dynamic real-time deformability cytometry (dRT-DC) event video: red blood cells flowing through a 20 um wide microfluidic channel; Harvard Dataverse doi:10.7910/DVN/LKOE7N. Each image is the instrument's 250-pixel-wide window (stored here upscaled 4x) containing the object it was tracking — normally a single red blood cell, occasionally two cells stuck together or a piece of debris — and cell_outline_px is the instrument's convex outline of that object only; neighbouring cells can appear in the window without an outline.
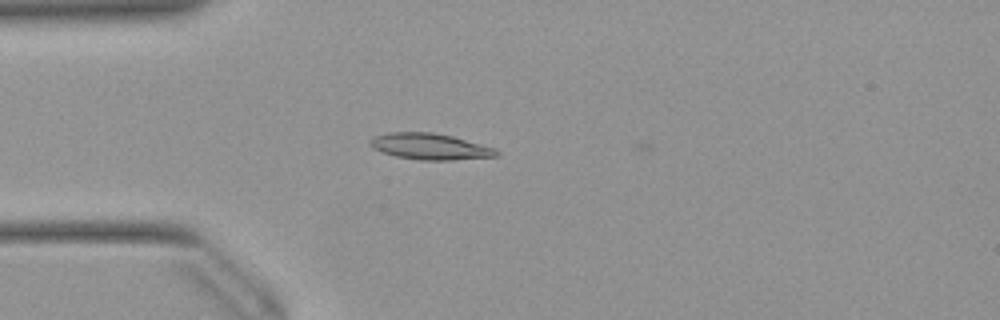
{"species": "Egyptian fruit bat (a non-hibernating species)", "species_latin": "Rousettus aegyptiacus", "temperature_condition": "warm", "stored_images_in_passage": 2, "camera_frame_rate_fps": 3000, "um_per_image_px": 0.085, "animal": {"sex": "female"}, "frame": {"image": 1, "passage_image": 1, "time_ms": 0.0, "image_size_px": [1000, 320], "cell_outline_px": [[500, 156], [452, 160], [420, 160], [396, 156], [372, 148], [368, 144], [368, 140], [372, 136], [388, 132], [432, 132], [452, 136], [496, 148], [500, 152]], "centroid_in_image_um": [36.54, 12.45], "position_along_channel_um": 48.5, "area_um2": 19.48}}